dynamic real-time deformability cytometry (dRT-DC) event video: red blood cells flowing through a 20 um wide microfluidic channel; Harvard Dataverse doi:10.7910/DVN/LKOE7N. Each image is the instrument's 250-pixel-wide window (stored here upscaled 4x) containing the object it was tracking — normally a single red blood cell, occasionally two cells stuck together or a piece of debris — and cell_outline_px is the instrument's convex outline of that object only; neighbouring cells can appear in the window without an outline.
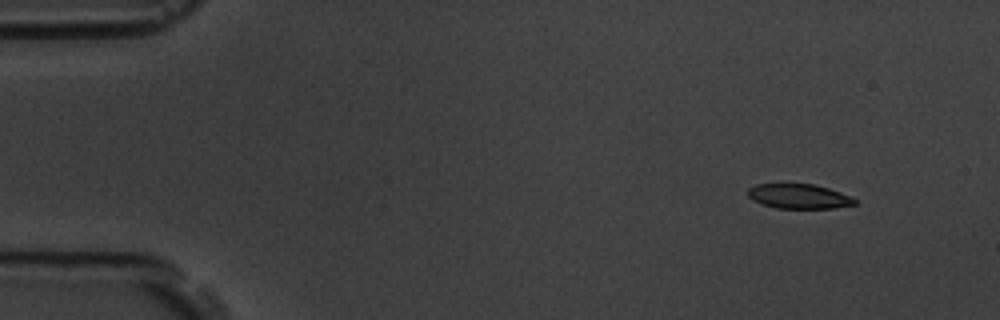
{"species": "common noctule bat (a hibernating species)", "species_latin": "Nyctalus noctula", "temperature_condition": "room temperature", "stored_images_in_passage": 5, "camera_frame_rate_fps": 3000, "um_per_image_px": 0.085, "animal": {"sex": "male", "body_mass_g": 19.5, "forearm_length_mm": 54.6}, "frame": {"image": 1, "passage_image": 1, "time_ms": 0.0, "image_size_px": [1000, 320], "cell_outline_px": [[856, 204], [836, 208], [776, 208], [760, 204], [752, 200], [748, 196], [748, 188], [756, 184], [812, 184], [828, 188], [852, 196], [856, 200]], "centroid_in_image_um": [67.9, 16.69], "position_along_channel_um": 17.1, "area_um2": 15.43}}
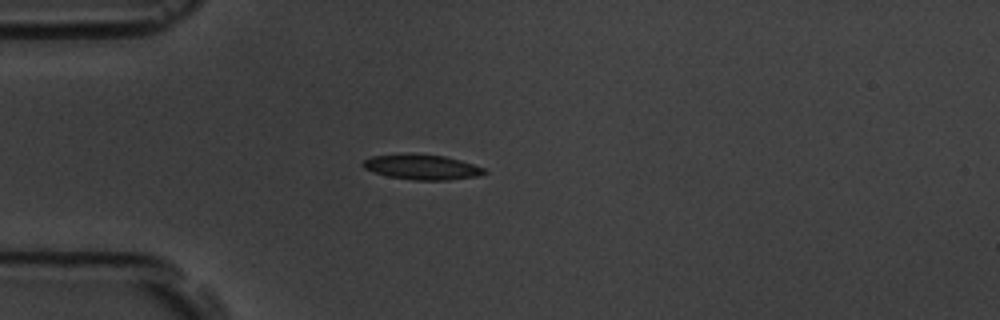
{"frame": {"image": 2, "passage_image": 4, "time_ms": 3.333, "image_size_px": [1000, 320], "cell_outline_px": [[488, 172], [480, 176], [448, 180], [412, 180], [388, 176], [364, 168], [360, 164], [364, 160], [372, 156], [444, 156], [460, 160], [484, 168]], "centroid_in_image_um": [35.93, 14.25], "position_along_channel_um": 49.1, "area_um2": 16.94}}